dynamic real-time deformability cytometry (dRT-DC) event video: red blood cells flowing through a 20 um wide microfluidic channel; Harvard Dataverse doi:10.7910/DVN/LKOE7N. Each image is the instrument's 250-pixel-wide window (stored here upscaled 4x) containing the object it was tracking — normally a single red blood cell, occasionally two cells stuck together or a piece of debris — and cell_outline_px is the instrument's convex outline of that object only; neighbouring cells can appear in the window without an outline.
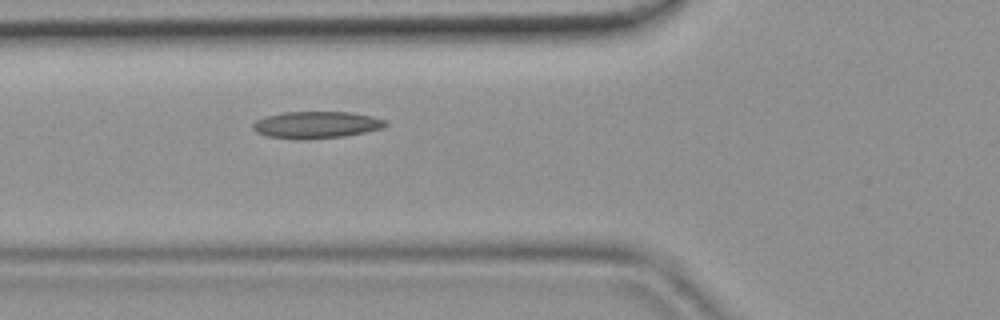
{"species": "common noctule bat (a hibernating species)", "species_latin": "Nyctalus noctula", "temperature_condition": "room temperature", "stored_images_in_passage": 39, "camera_frame_rate_fps": 3000, "um_per_image_px": 0.085, "animal": {"sex": "female", "body_mass_g": 19.9}, "frame": {"image": 1, "passage_image": 11, "time_ms": 3.333, "image_size_px": [1000, 320], "cell_outline_px": [[388, 124], [384, 128], [344, 136], [308, 140], [304, 140], [268, 136], [256, 132], [252, 128], [252, 124], [256, 120], [264, 116], [284, 112], [352, 112], [372, 116], [384, 120]], "centroid_in_image_um": [26.87, 10.61], "position_along_channel_um": 98.9, "area_um2": 20.92}}
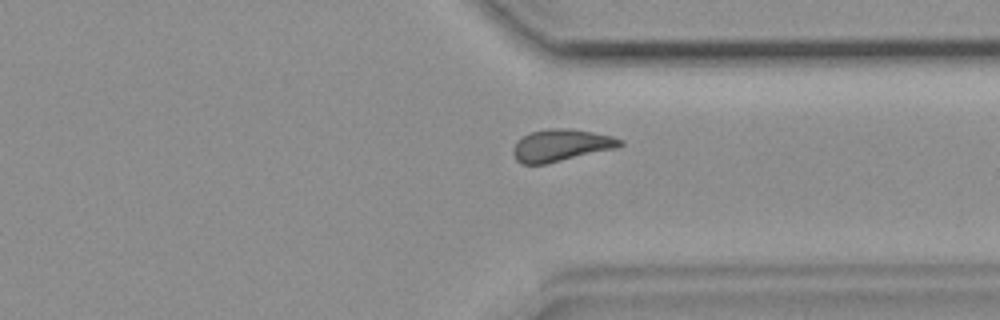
{"frame": {"image": 2, "passage_image": 29, "time_ms": 9.333, "image_size_px": [1000, 320], "cell_outline_px": [[624, 144], [616, 148], [544, 164], [520, 164], [516, 160], [512, 152], [512, 148], [516, 140], [528, 132], [548, 128], [568, 128], [592, 132], [612, 136], [624, 140]], "centroid_in_image_um": [47.64, 12.34], "position_along_channel_um": 363.8, "area_um2": 20.11}}
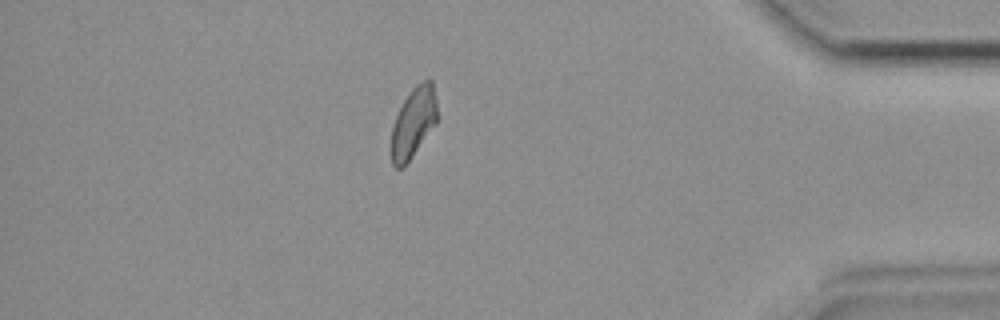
{"frame": {"image": 3, "passage_image": 34, "time_ms": 11.0, "image_size_px": [1000, 320], "cell_outline_px": [[436, 124], [404, 168], [396, 168], [392, 164], [392, 128], [396, 116], [404, 100], [412, 88], [416, 84], [428, 76], [432, 80], [436, 100]], "centroid_in_image_um": [35.15, 10.4], "position_along_channel_um": 400.0, "area_um2": 18.79}}